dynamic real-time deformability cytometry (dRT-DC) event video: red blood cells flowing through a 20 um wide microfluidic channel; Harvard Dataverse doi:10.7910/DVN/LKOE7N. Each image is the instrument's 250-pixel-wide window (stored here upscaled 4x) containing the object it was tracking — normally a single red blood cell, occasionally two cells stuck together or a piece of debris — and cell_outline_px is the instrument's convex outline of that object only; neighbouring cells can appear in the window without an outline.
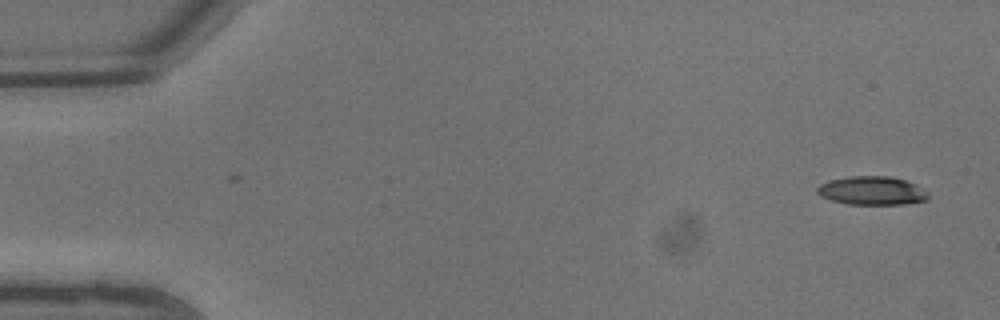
{"species": "common noctule bat (a hibernating species)", "species_latin": "Nyctalus noctula", "temperature_condition": "warm", "stored_images_in_passage": 6, "camera_frame_rate_fps": 3000, "um_per_image_px": 0.085, "animal": {"sex": "male", "body_mass_g": 13.3}, "frame": {"image": 1, "passage_image": 1, "time_ms": 0.0, "image_size_px": [1000, 320], "cell_outline_px": [[928, 200], [904, 204], [848, 204], [832, 200], [820, 196], [816, 192], [816, 188], [820, 184], [828, 180], [848, 176], [888, 176], [904, 180], [916, 184], [928, 196]], "centroid_in_image_um": [74.06, 16.2], "position_along_channel_um": 10.9, "area_um2": 18.38}}
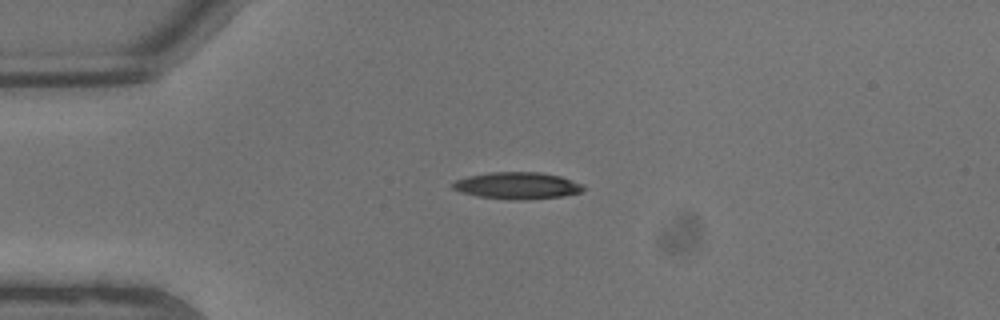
{"frame": {"image": 2, "passage_image": 5, "time_ms": 1.333, "image_size_px": [1000, 320], "cell_outline_px": [[584, 188], [580, 192], [564, 196], [528, 200], [512, 200], [476, 196], [460, 192], [452, 188], [452, 184], [456, 180], [468, 176], [488, 172], [540, 172], [560, 176], [584, 184]], "centroid_in_image_um": [43.97, 15.78], "position_along_channel_um": 41.0, "area_um2": 20.63}}